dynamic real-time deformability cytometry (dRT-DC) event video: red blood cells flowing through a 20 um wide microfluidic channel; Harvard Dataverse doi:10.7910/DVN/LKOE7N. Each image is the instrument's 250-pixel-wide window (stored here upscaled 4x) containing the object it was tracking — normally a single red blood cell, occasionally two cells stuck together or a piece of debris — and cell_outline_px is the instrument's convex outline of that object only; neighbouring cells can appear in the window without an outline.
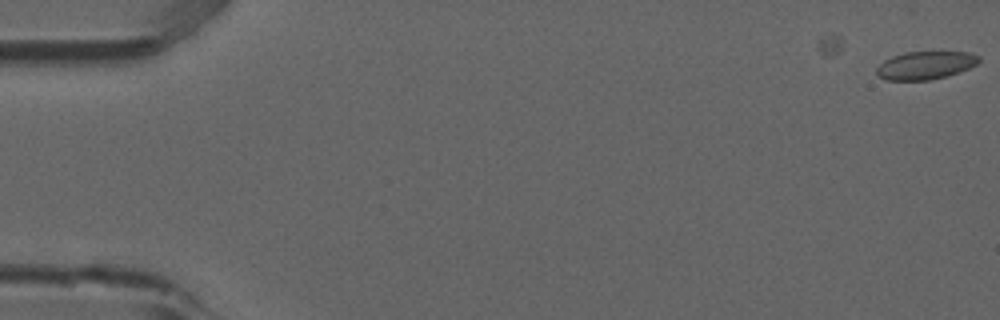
{"species": "common noctule bat (a hibernating species)", "species_latin": "Nyctalus noctula", "temperature_condition": "room temperature", "stored_images_in_passage": 2, "camera_frame_rate_fps": 3000, "um_per_image_px": 0.085, "animal": {"sex": "male", "forearm_length_mm": 52.5}, "frame": {"image": 1, "passage_image": 2, "time_ms": 0.333, "image_size_px": [1000, 320], "cell_outline_px": [[980, 60], [976, 64], [968, 68], [944, 76], [928, 80], [884, 80], [876, 72], [876, 68], [884, 60], [892, 56], [904, 52], [968, 52], [980, 56]], "centroid_in_image_um": [78.62, 5.54], "position_along_channel_um": 6.4, "area_um2": 16.47}}